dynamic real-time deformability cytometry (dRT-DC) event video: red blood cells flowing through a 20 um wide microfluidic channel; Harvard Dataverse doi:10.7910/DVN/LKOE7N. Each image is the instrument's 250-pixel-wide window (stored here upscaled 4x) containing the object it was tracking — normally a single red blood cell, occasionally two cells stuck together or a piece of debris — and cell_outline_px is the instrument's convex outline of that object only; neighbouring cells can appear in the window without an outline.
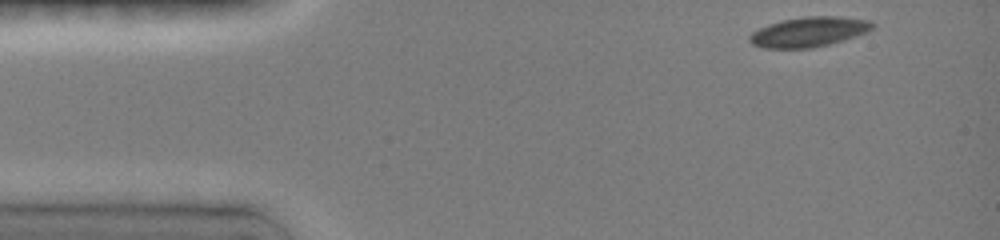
{"species": "common noctule bat (a hibernating species)", "species_latin": "Nyctalus noctula", "temperature_condition": "room temperature", "stored_images_in_passage": 8, "camera_frame_rate_fps": 3000, "um_per_image_px": 0.085, "animal": {"sex": "female", "body_mass_g": 19.0, "forearm_length_mm": 51.5}, "frame": {"image": 1, "passage_image": 1, "time_ms": 0.0, "image_size_px": [1000, 240], "cell_outline_px": [[872, 28], [868, 32], [844, 40], [812, 48], [764, 48], [752, 44], [748, 40], [748, 36], [752, 32], [760, 28], [784, 20], [808, 16], [836, 16], [868, 20], [872, 24]], "centroid_in_image_um": [68.74, 2.72], "position_along_channel_um": 16.3, "area_um2": 21.1}}
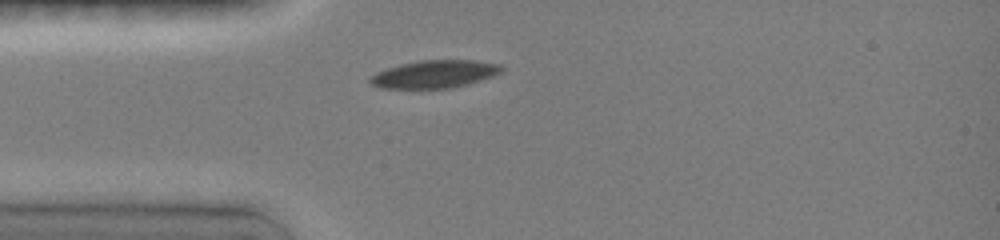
{"frame": {"image": 2, "passage_image": 7, "time_ms": 2.667, "image_size_px": [1000, 240], "cell_outline_px": [[500, 72], [464, 84], [448, 88], [380, 88], [372, 84], [368, 80], [376, 72], [400, 64], [420, 60], [472, 60], [496, 64], [500, 68]], "centroid_in_image_um": [36.81, 6.29], "position_along_channel_um": 48.2, "area_um2": 20.46}}